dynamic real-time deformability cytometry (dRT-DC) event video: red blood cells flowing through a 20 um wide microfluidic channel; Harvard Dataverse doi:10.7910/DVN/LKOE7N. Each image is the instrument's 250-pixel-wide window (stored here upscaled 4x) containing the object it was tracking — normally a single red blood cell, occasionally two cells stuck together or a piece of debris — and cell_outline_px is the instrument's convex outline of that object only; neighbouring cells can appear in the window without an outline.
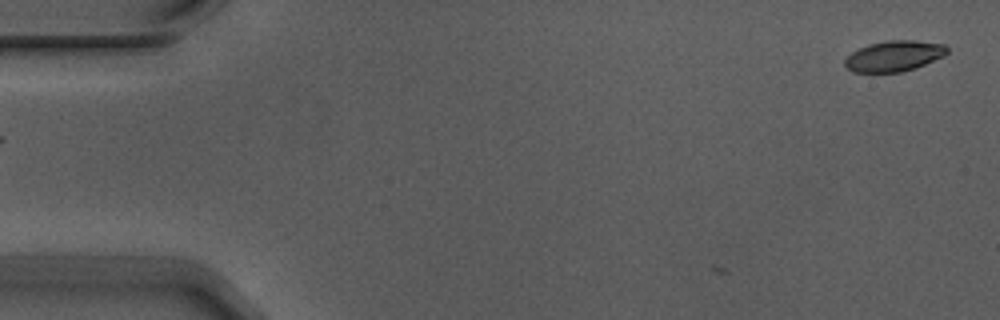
{"species": "Egyptian fruit bat (a non-hibernating species)", "species_latin": "Rousettus aegyptiacus", "temperature_condition": "warm", "stored_images_in_passage": 3, "segment_of_instrument_passage": [2, 2], "camera_frame_rate_fps": 3000, "um_per_image_px": 0.085, "animal": {"sex": "male"}, "frame": {"image": 1, "passage_image": 3, "time_ms": 0.667, "image_size_px": [1000, 320], "cell_outline_px": [[948, 52], [944, 56], [916, 68], [900, 72], [852, 72], [844, 64], [844, 60], [852, 52], [868, 44], [888, 40], [916, 40], [944, 44], [948, 48]], "centroid_in_image_um": [76.01, 4.76], "position_along_channel_um": 9.0, "area_um2": 18.32}}